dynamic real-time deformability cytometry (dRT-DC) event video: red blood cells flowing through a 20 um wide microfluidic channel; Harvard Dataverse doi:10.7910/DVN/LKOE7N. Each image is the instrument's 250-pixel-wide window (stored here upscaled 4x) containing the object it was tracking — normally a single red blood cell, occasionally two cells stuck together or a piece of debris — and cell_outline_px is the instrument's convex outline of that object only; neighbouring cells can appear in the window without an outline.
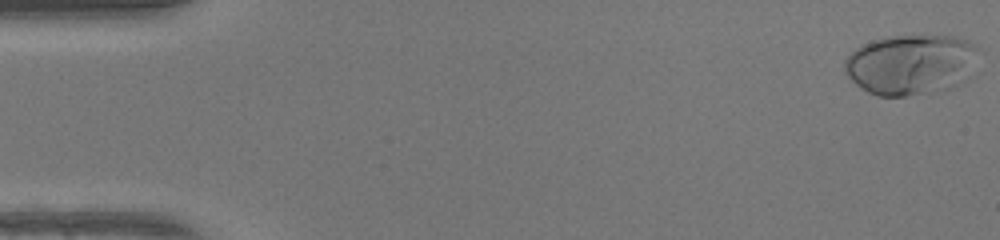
{"species": "human", "species_latin": "Homo sapiens", "temperature_condition": "warm", "stored_images_in_passage": 48, "camera_frame_rate_fps": 3000, "um_per_image_px": 0.085, "donor": {"sex": "female"}, "frame": {"image": 1, "passage_image": 1, "time_ms": 0.0, "image_size_px": [1000, 240], "cell_outline_px": [[984, 52], [960, 84], [956, 88], [908, 96], [876, 96], [868, 92], [856, 84], [844, 72], [844, 60], [860, 44], [872, 40], [892, 36], [952, 36], [968, 40], [976, 44]], "centroid_in_image_um": [77.47, 5.48], "position_along_channel_um": 7.5, "area_um2": 47.86}}
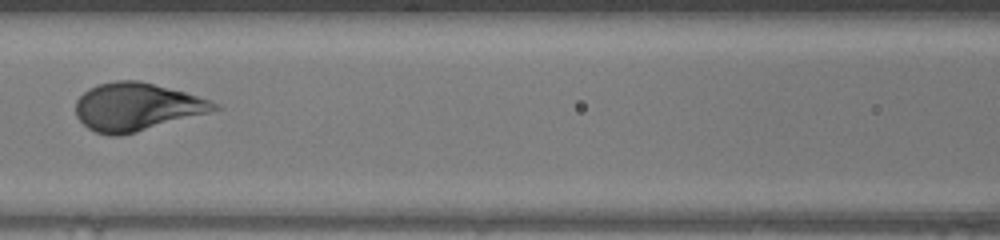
{"frame": {"image": 2, "passage_image": 22, "time_ms": 7.0, "image_size_px": [1000, 240], "cell_outline_px": [[224, 108], [136, 132], [120, 136], [108, 136], [96, 132], [88, 128], [76, 116], [76, 100], [88, 88], [100, 84], [116, 80], [140, 80], [184, 92], [212, 100], [220, 104]], "centroid_in_image_um": [11.63, 9.08], "position_along_channel_um": 155.0, "area_um2": 38.61}}
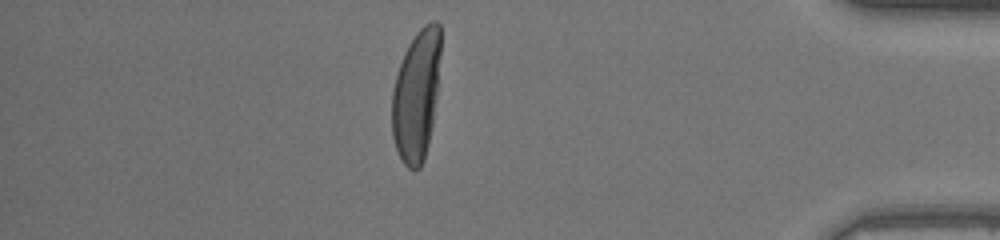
{"frame": {"image": 3, "passage_image": 42, "time_ms": 13.667, "image_size_px": [1000, 240], "cell_outline_px": [[440, 56], [436, 96], [432, 124], [428, 144], [424, 160], [420, 168], [408, 168], [404, 164], [396, 148], [392, 136], [392, 92], [396, 76], [404, 52], [408, 44], [416, 32], [424, 24], [432, 20], [436, 20], [440, 24]], "centroid_in_image_um": [35.39, 8.06], "position_along_channel_um": 399.8, "area_um2": 37.05}, "authors_computed_cell_mechanics": {"area_um2": 38.7838, "velocity_mm_per_s": 4.2807, "shape_relaxation_time_tau1_ms": 3.1107, "shape_relaxation_time_tau2_ms": null, "deformation_change_tau1": 0.2043, "deformation_change_tau2": null}}